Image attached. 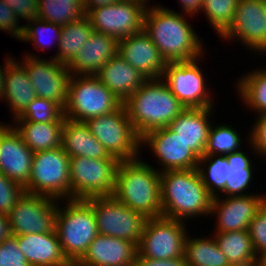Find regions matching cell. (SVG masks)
<instances>
[{"mask_svg": "<svg viewBox=\"0 0 266 266\" xmlns=\"http://www.w3.org/2000/svg\"><path fill=\"white\" fill-rule=\"evenodd\" d=\"M137 253L133 242L98 234L74 266H134Z\"/></svg>", "mask_w": 266, "mask_h": 266, "instance_id": "21", "label": "cell"}, {"mask_svg": "<svg viewBox=\"0 0 266 266\" xmlns=\"http://www.w3.org/2000/svg\"><path fill=\"white\" fill-rule=\"evenodd\" d=\"M25 192L63 202L70 199V157L62 146L34 152Z\"/></svg>", "mask_w": 266, "mask_h": 266, "instance_id": "7", "label": "cell"}, {"mask_svg": "<svg viewBox=\"0 0 266 266\" xmlns=\"http://www.w3.org/2000/svg\"><path fill=\"white\" fill-rule=\"evenodd\" d=\"M237 93L246 107L253 109L257 115L266 114V70L265 68L252 70L238 78Z\"/></svg>", "mask_w": 266, "mask_h": 266, "instance_id": "32", "label": "cell"}, {"mask_svg": "<svg viewBox=\"0 0 266 266\" xmlns=\"http://www.w3.org/2000/svg\"><path fill=\"white\" fill-rule=\"evenodd\" d=\"M212 109L214 108H185L168 126L199 158L204 156L212 125Z\"/></svg>", "mask_w": 266, "mask_h": 266, "instance_id": "23", "label": "cell"}, {"mask_svg": "<svg viewBox=\"0 0 266 266\" xmlns=\"http://www.w3.org/2000/svg\"><path fill=\"white\" fill-rule=\"evenodd\" d=\"M93 31L91 22L86 15L75 22L62 26L57 54L52 58L67 65L76 56Z\"/></svg>", "mask_w": 266, "mask_h": 266, "instance_id": "31", "label": "cell"}, {"mask_svg": "<svg viewBox=\"0 0 266 266\" xmlns=\"http://www.w3.org/2000/svg\"><path fill=\"white\" fill-rule=\"evenodd\" d=\"M11 235L9 217L7 214L0 213V243Z\"/></svg>", "mask_w": 266, "mask_h": 266, "instance_id": "48", "label": "cell"}, {"mask_svg": "<svg viewBox=\"0 0 266 266\" xmlns=\"http://www.w3.org/2000/svg\"><path fill=\"white\" fill-rule=\"evenodd\" d=\"M64 122L13 121L11 124L22 136L24 143L33 151L52 150L62 146Z\"/></svg>", "mask_w": 266, "mask_h": 266, "instance_id": "28", "label": "cell"}, {"mask_svg": "<svg viewBox=\"0 0 266 266\" xmlns=\"http://www.w3.org/2000/svg\"><path fill=\"white\" fill-rule=\"evenodd\" d=\"M123 105L140 138L168 127L185 109L162 78L148 79Z\"/></svg>", "mask_w": 266, "mask_h": 266, "instance_id": "4", "label": "cell"}, {"mask_svg": "<svg viewBox=\"0 0 266 266\" xmlns=\"http://www.w3.org/2000/svg\"><path fill=\"white\" fill-rule=\"evenodd\" d=\"M118 159L70 158V199L86 200L111 196L114 192Z\"/></svg>", "mask_w": 266, "mask_h": 266, "instance_id": "9", "label": "cell"}, {"mask_svg": "<svg viewBox=\"0 0 266 266\" xmlns=\"http://www.w3.org/2000/svg\"><path fill=\"white\" fill-rule=\"evenodd\" d=\"M16 237L20 250L30 266H73L64 256L55 230Z\"/></svg>", "mask_w": 266, "mask_h": 266, "instance_id": "24", "label": "cell"}, {"mask_svg": "<svg viewBox=\"0 0 266 266\" xmlns=\"http://www.w3.org/2000/svg\"><path fill=\"white\" fill-rule=\"evenodd\" d=\"M85 124L109 155L119 161L133 160L141 155V138L134 130L124 105L109 114L89 118Z\"/></svg>", "mask_w": 266, "mask_h": 266, "instance_id": "8", "label": "cell"}, {"mask_svg": "<svg viewBox=\"0 0 266 266\" xmlns=\"http://www.w3.org/2000/svg\"><path fill=\"white\" fill-rule=\"evenodd\" d=\"M134 266H187V265L184 256L176 259L155 260V259L143 258L137 253Z\"/></svg>", "mask_w": 266, "mask_h": 266, "instance_id": "46", "label": "cell"}, {"mask_svg": "<svg viewBox=\"0 0 266 266\" xmlns=\"http://www.w3.org/2000/svg\"><path fill=\"white\" fill-rule=\"evenodd\" d=\"M7 56L5 58V63L3 66H0V101L3 102V93H4V79H5V74L7 71V66L14 60L13 56L11 57ZM3 67V69H2Z\"/></svg>", "mask_w": 266, "mask_h": 266, "instance_id": "50", "label": "cell"}, {"mask_svg": "<svg viewBox=\"0 0 266 266\" xmlns=\"http://www.w3.org/2000/svg\"><path fill=\"white\" fill-rule=\"evenodd\" d=\"M231 266H256L255 254L248 230L212 233Z\"/></svg>", "mask_w": 266, "mask_h": 266, "instance_id": "29", "label": "cell"}, {"mask_svg": "<svg viewBox=\"0 0 266 266\" xmlns=\"http://www.w3.org/2000/svg\"><path fill=\"white\" fill-rule=\"evenodd\" d=\"M212 122L204 155H227L241 150V136L231 125H213Z\"/></svg>", "mask_w": 266, "mask_h": 266, "instance_id": "36", "label": "cell"}, {"mask_svg": "<svg viewBox=\"0 0 266 266\" xmlns=\"http://www.w3.org/2000/svg\"><path fill=\"white\" fill-rule=\"evenodd\" d=\"M200 61L198 58L185 62H168L162 75V79L185 108L214 107L211 90L207 88L202 69L198 65Z\"/></svg>", "mask_w": 266, "mask_h": 266, "instance_id": "12", "label": "cell"}, {"mask_svg": "<svg viewBox=\"0 0 266 266\" xmlns=\"http://www.w3.org/2000/svg\"><path fill=\"white\" fill-rule=\"evenodd\" d=\"M20 22L16 18L14 11L0 0V30L9 33V36L19 41L23 34V26L19 25Z\"/></svg>", "mask_w": 266, "mask_h": 266, "instance_id": "45", "label": "cell"}, {"mask_svg": "<svg viewBox=\"0 0 266 266\" xmlns=\"http://www.w3.org/2000/svg\"><path fill=\"white\" fill-rule=\"evenodd\" d=\"M121 0H83L84 12L87 14L91 9L103 7Z\"/></svg>", "mask_w": 266, "mask_h": 266, "instance_id": "49", "label": "cell"}, {"mask_svg": "<svg viewBox=\"0 0 266 266\" xmlns=\"http://www.w3.org/2000/svg\"><path fill=\"white\" fill-rule=\"evenodd\" d=\"M27 53L19 63L25 68L36 96L53 101L64 110L71 77L67 65L51 57L46 60Z\"/></svg>", "mask_w": 266, "mask_h": 266, "instance_id": "13", "label": "cell"}, {"mask_svg": "<svg viewBox=\"0 0 266 266\" xmlns=\"http://www.w3.org/2000/svg\"><path fill=\"white\" fill-rule=\"evenodd\" d=\"M33 154L11 124L0 132V172L24 188L30 180Z\"/></svg>", "mask_w": 266, "mask_h": 266, "instance_id": "19", "label": "cell"}, {"mask_svg": "<svg viewBox=\"0 0 266 266\" xmlns=\"http://www.w3.org/2000/svg\"><path fill=\"white\" fill-rule=\"evenodd\" d=\"M209 236L192 238L188 232L184 246L187 266H231L214 237Z\"/></svg>", "mask_w": 266, "mask_h": 266, "instance_id": "30", "label": "cell"}, {"mask_svg": "<svg viewBox=\"0 0 266 266\" xmlns=\"http://www.w3.org/2000/svg\"><path fill=\"white\" fill-rule=\"evenodd\" d=\"M252 129L248 133L247 140L252 149L259 157H266V114L258 115L255 124L251 125ZM253 147V148H252Z\"/></svg>", "mask_w": 266, "mask_h": 266, "instance_id": "43", "label": "cell"}, {"mask_svg": "<svg viewBox=\"0 0 266 266\" xmlns=\"http://www.w3.org/2000/svg\"><path fill=\"white\" fill-rule=\"evenodd\" d=\"M0 266H30L20 250L16 236L11 235L0 243Z\"/></svg>", "mask_w": 266, "mask_h": 266, "instance_id": "42", "label": "cell"}, {"mask_svg": "<svg viewBox=\"0 0 266 266\" xmlns=\"http://www.w3.org/2000/svg\"><path fill=\"white\" fill-rule=\"evenodd\" d=\"M132 1L138 2V3L142 4L143 6H145L146 8H149L150 3H148V1H150V0H132Z\"/></svg>", "mask_w": 266, "mask_h": 266, "instance_id": "52", "label": "cell"}, {"mask_svg": "<svg viewBox=\"0 0 266 266\" xmlns=\"http://www.w3.org/2000/svg\"><path fill=\"white\" fill-rule=\"evenodd\" d=\"M186 16L193 17L160 5L150 6L146 10L144 31L166 63L192 61L204 57L203 41H200Z\"/></svg>", "mask_w": 266, "mask_h": 266, "instance_id": "1", "label": "cell"}, {"mask_svg": "<svg viewBox=\"0 0 266 266\" xmlns=\"http://www.w3.org/2000/svg\"><path fill=\"white\" fill-rule=\"evenodd\" d=\"M140 145L141 150L145 145L150 147L162 167L160 172L197 168L199 157L169 127L146 133L141 137Z\"/></svg>", "mask_w": 266, "mask_h": 266, "instance_id": "17", "label": "cell"}, {"mask_svg": "<svg viewBox=\"0 0 266 266\" xmlns=\"http://www.w3.org/2000/svg\"><path fill=\"white\" fill-rule=\"evenodd\" d=\"M7 126V124L5 125V123L1 122L0 123V132Z\"/></svg>", "mask_w": 266, "mask_h": 266, "instance_id": "53", "label": "cell"}, {"mask_svg": "<svg viewBox=\"0 0 266 266\" xmlns=\"http://www.w3.org/2000/svg\"><path fill=\"white\" fill-rule=\"evenodd\" d=\"M9 9L14 11L18 20L25 19L26 22L38 18V0H1ZM21 18V19H20Z\"/></svg>", "mask_w": 266, "mask_h": 266, "instance_id": "44", "label": "cell"}, {"mask_svg": "<svg viewBox=\"0 0 266 266\" xmlns=\"http://www.w3.org/2000/svg\"><path fill=\"white\" fill-rule=\"evenodd\" d=\"M117 54L148 79L162 78L167 63L144 30L118 40Z\"/></svg>", "mask_w": 266, "mask_h": 266, "instance_id": "20", "label": "cell"}, {"mask_svg": "<svg viewBox=\"0 0 266 266\" xmlns=\"http://www.w3.org/2000/svg\"><path fill=\"white\" fill-rule=\"evenodd\" d=\"M124 103L147 80L141 72L132 67L125 59L116 54L95 75Z\"/></svg>", "mask_w": 266, "mask_h": 266, "instance_id": "25", "label": "cell"}, {"mask_svg": "<svg viewBox=\"0 0 266 266\" xmlns=\"http://www.w3.org/2000/svg\"><path fill=\"white\" fill-rule=\"evenodd\" d=\"M62 148L71 157L117 159L92 135L85 122L65 119L62 126Z\"/></svg>", "mask_w": 266, "mask_h": 266, "instance_id": "26", "label": "cell"}, {"mask_svg": "<svg viewBox=\"0 0 266 266\" xmlns=\"http://www.w3.org/2000/svg\"><path fill=\"white\" fill-rule=\"evenodd\" d=\"M225 157L231 167L225 184V197L249 195L247 190L253 178V161H250L243 149L229 153Z\"/></svg>", "mask_w": 266, "mask_h": 266, "instance_id": "33", "label": "cell"}, {"mask_svg": "<svg viewBox=\"0 0 266 266\" xmlns=\"http://www.w3.org/2000/svg\"><path fill=\"white\" fill-rule=\"evenodd\" d=\"M266 202L265 194L213 197L210 215L217 217L214 233L248 230L256 212Z\"/></svg>", "mask_w": 266, "mask_h": 266, "instance_id": "18", "label": "cell"}, {"mask_svg": "<svg viewBox=\"0 0 266 266\" xmlns=\"http://www.w3.org/2000/svg\"><path fill=\"white\" fill-rule=\"evenodd\" d=\"M220 37L240 41L254 53L266 52V0H238L234 20Z\"/></svg>", "mask_w": 266, "mask_h": 266, "instance_id": "16", "label": "cell"}, {"mask_svg": "<svg viewBox=\"0 0 266 266\" xmlns=\"http://www.w3.org/2000/svg\"><path fill=\"white\" fill-rule=\"evenodd\" d=\"M238 0H203L201 11L220 37L232 24Z\"/></svg>", "mask_w": 266, "mask_h": 266, "instance_id": "38", "label": "cell"}, {"mask_svg": "<svg viewBox=\"0 0 266 266\" xmlns=\"http://www.w3.org/2000/svg\"><path fill=\"white\" fill-rule=\"evenodd\" d=\"M248 232L253 250L258 256L266 250V202L256 212L249 223Z\"/></svg>", "mask_w": 266, "mask_h": 266, "instance_id": "41", "label": "cell"}, {"mask_svg": "<svg viewBox=\"0 0 266 266\" xmlns=\"http://www.w3.org/2000/svg\"><path fill=\"white\" fill-rule=\"evenodd\" d=\"M38 18L64 26L86 15L83 0H38Z\"/></svg>", "mask_w": 266, "mask_h": 266, "instance_id": "35", "label": "cell"}, {"mask_svg": "<svg viewBox=\"0 0 266 266\" xmlns=\"http://www.w3.org/2000/svg\"><path fill=\"white\" fill-rule=\"evenodd\" d=\"M61 30L62 26L60 25L47 22L40 18H34L28 21L26 25L23 24V34L19 41L33 42L32 44H35L34 46L37 48V51L39 49V51L43 52L46 48V50H48L49 46L51 47L54 43L55 46L58 47ZM47 36H50L52 41L49 40V42L48 39H46ZM50 37L48 38L51 39Z\"/></svg>", "mask_w": 266, "mask_h": 266, "instance_id": "37", "label": "cell"}, {"mask_svg": "<svg viewBox=\"0 0 266 266\" xmlns=\"http://www.w3.org/2000/svg\"><path fill=\"white\" fill-rule=\"evenodd\" d=\"M59 203L55 231L64 256L74 266L98 235L96 218L86 200H65L62 208Z\"/></svg>", "mask_w": 266, "mask_h": 266, "instance_id": "5", "label": "cell"}, {"mask_svg": "<svg viewBox=\"0 0 266 266\" xmlns=\"http://www.w3.org/2000/svg\"><path fill=\"white\" fill-rule=\"evenodd\" d=\"M64 110L55 102L45 98L36 97L25 109V111L12 121L32 122H64Z\"/></svg>", "mask_w": 266, "mask_h": 266, "instance_id": "39", "label": "cell"}, {"mask_svg": "<svg viewBox=\"0 0 266 266\" xmlns=\"http://www.w3.org/2000/svg\"><path fill=\"white\" fill-rule=\"evenodd\" d=\"M24 193L22 185L0 172V213L8 215Z\"/></svg>", "mask_w": 266, "mask_h": 266, "instance_id": "40", "label": "cell"}, {"mask_svg": "<svg viewBox=\"0 0 266 266\" xmlns=\"http://www.w3.org/2000/svg\"><path fill=\"white\" fill-rule=\"evenodd\" d=\"M256 266H266V250L260 253L257 256V265Z\"/></svg>", "mask_w": 266, "mask_h": 266, "instance_id": "51", "label": "cell"}, {"mask_svg": "<svg viewBox=\"0 0 266 266\" xmlns=\"http://www.w3.org/2000/svg\"><path fill=\"white\" fill-rule=\"evenodd\" d=\"M147 8L132 0H121L91 9L86 16L94 31L114 36L117 40L144 30Z\"/></svg>", "mask_w": 266, "mask_h": 266, "instance_id": "14", "label": "cell"}, {"mask_svg": "<svg viewBox=\"0 0 266 266\" xmlns=\"http://www.w3.org/2000/svg\"><path fill=\"white\" fill-rule=\"evenodd\" d=\"M118 40L93 31L76 56L67 64L71 75H96L117 54Z\"/></svg>", "mask_w": 266, "mask_h": 266, "instance_id": "22", "label": "cell"}, {"mask_svg": "<svg viewBox=\"0 0 266 266\" xmlns=\"http://www.w3.org/2000/svg\"><path fill=\"white\" fill-rule=\"evenodd\" d=\"M58 200L24 193L8 214L11 234H39L55 230Z\"/></svg>", "mask_w": 266, "mask_h": 266, "instance_id": "15", "label": "cell"}, {"mask_svg": "<svg viewBox=\"0 0 266 266\" xmlns=\"http://www.w3.org/2000/svg\"><path fill=\"white\" fill-rule=\"evenodd\" d=\"M36 93L25 68L16 58L7 66L4 79L3 101H7L14 120L36 98Z\"/></svg>", "mask_w": 266, "mask_h": 266, "instance_id": "27", "label": "cell"}, {"mask_svg": "<svg viewBox=\"0 0 266 266\" xmlns=\"http://www.w3.org/2000/svg\"><path fill=\"white\" fill-rule=\"evenodd\" d=\"M122 105L115 94L95 75H71L64 109L66 118L85 122L89 118L116 111Z\"/></svg>", "mask_w": 266, "mask_h": 266, "instance_id": "6", "label": "cell"}, {"mask_svg": "<svg viewBox=\"0 0 266 266\" xmlns=\"http://www.w3.org/2000/svg\"><path fill=\"white\" fill-rule=\"evenodd\" d=\"M229 168L231 167L225 155L212 154L199 158L197 170L203 184L213 197L219 195L225 198V184L228 178Z\"/></svg>", "mask_w": 266, "mask_h": 266, "instance_id": "34", "label": "cell"}, {"mask_svg": "<svg viewBox=\"0 0 266 266\" xmlns=\"http://www.w3.org/2000/svg\"><path fill=\"white\" fill-rule=\"evenodd\" d=\"M92 206L98 234L135 243L141 240L147 218L120 203L113 195L86 199Z\"/></svg>", "mask_w": 266, "mask_h": 266, "instance_id": "10", "label": "cell"}, {"mask_svg": "<svg viewBox=\"0 0 266 266\" xmlns=\"http://www.w3.org/2000/svg\"><path fill=\"white\" fill-rule=\"evenodd\" d=\"M180 3L183 14L195 16L196 13L201 12L203 0H177Z\"/></svg>", "mask_w": 266, "mask_h": 266, "instance_id": "47", "label": "cell"}, {"mask_svg": "<svg viewBox=\"0 0 266 266\" xmlns=\"http://www.w3.org/2000/svg\"><path fill=\"white\" fill-rule=\"evenodd\" d=\"M186 225L184 221L163 216L148 218L137 246L138 254L155 260L183 257Z\"/></svg>", "mask_w": 266, "mask_h": 266, "instance_id": "11", "label": "cell"}, {"mask_svg": "<svg viewBox=\"0 0 266 266\" xmlns=\"http://www.w3.org/2000/svg\"><path fill=\"white\" fill-rule=\"evenodd\" d=\"M162 216L186 221L210 214L213 196L195 169L160 172Z\"/></svg>", "mask_w": 266, "mask_h": 266, "instance_id": "2", "label": "cell"}, {"mask_svg": "<svg viewBox=\"0 0 266 266\" xmlns=\"http://www.w3.org/2000/svg\"><path fill=\"white\" fill-rule=\"evenodd\" d=\"M140 158L118 163L113 196L147 219L160 217V171Z\"/></svg>", "mask_w": 266, "mask_h": 266, "instance_id": "3", "label": "cell"}]
</instances>
